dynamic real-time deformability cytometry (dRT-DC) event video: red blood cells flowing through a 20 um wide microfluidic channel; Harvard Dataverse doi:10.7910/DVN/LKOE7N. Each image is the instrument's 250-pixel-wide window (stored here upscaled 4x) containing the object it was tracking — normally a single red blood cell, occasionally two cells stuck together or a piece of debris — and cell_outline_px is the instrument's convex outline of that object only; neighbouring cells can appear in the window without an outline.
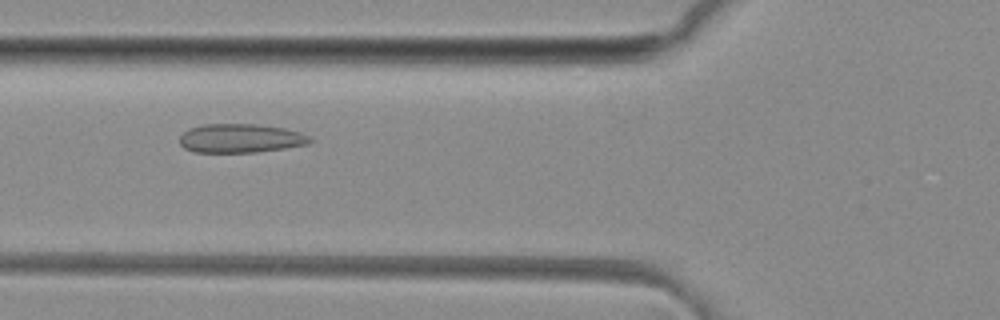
{"species": "common noctule bat (a hibernating species)", "species_latin": "Nyctalus noctula", "temperature_condition": "room temperature", "stored_images_in_passage": 50, "camera_frame_rate_fps": 3000, "um_per_image_px": 0.085, "animal": {"sex": "female", "body_mass_g": 29.2, "forearm_length_mm": 56.3}, "frame": {"image": 1, "passage_image": 19, "time_ms": 6.0, "image_size_px": [1000, 320], "cell_outline_px": [[312, 140], [308, 144], [284, 148], [256, 152], [192, 152], [184, 148], [180, 144], [180, 136], [188, 128], [204, 124], [256, 124], [284, 128], [300, 132], [312, 136]], "centroid_in_image_um": [20.44, 11.75], "position_along_channel_um": 105.4, "area_um2": 22.02}}
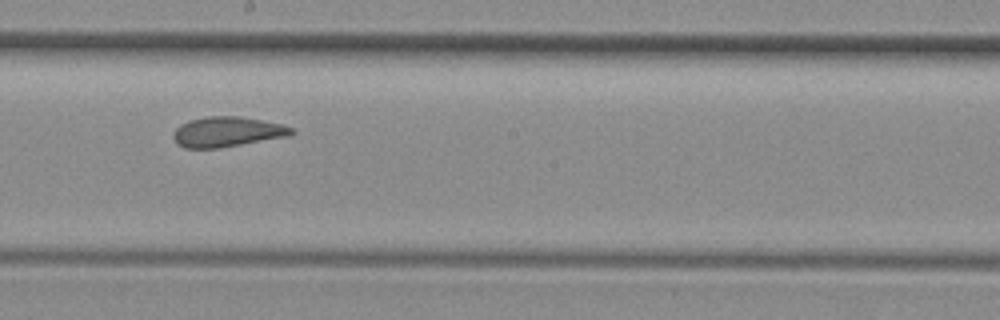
{"frame": {"image": 2, "passage_image": 28, "time_ms": 9.0, "image_size_px": [1000, 320], "cell_outline_px": [[296, 132], [288, 136], [220, 148], [184, 148], [176, 144], [172, 136], [172, 132], [180, 124], [188, 120], [208, 116], [240, 116], [284, 124], [292, 128]], "centroid_in_image_um": [19.28, 11.2], "position_along_channel_um": 228.9, "area_um2": 20.98}}
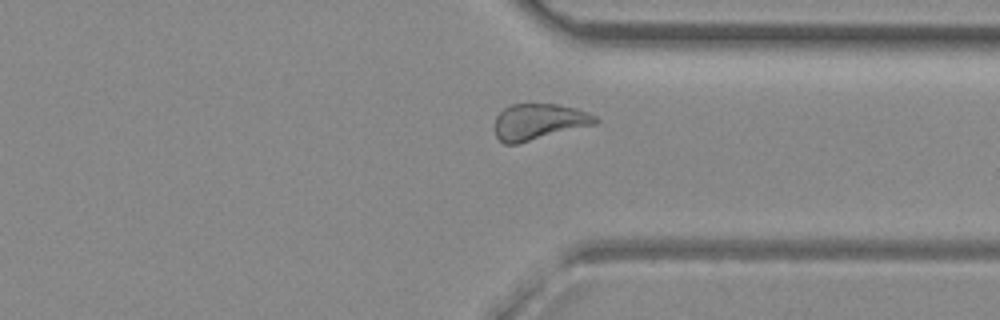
{"frame": {"image": 3, "passage_image": 38, "time_ms": 12.333, "image_size_px": [1000, 320], "cell_outline_px": [[600, 120], [596, 124], [516, 144], [504, 144], [496, 136], [496, 116], [504, 108], [512, 104], [556, 104], [576, 108], [596, 116]], "centroid_in_image_um": [45.82, 10.34], "position_along_channel_um": 365.6, "area_um2": 20.98}, "authors_computed_cell_mechanics": {"area_um2": 22.0507, "velocity_mm_per_s": 4.1267, "shape_relaxation_time_tau1_ms": null, "shape_relaxation_time_tau2_ms": 1.4393, "deformation_change_tau1": null, "deformation_change_tau2": 0.0643}}